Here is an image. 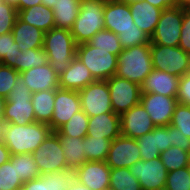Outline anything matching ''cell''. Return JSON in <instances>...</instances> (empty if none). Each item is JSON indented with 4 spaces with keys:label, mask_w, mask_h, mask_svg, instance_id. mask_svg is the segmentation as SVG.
<instances>
[{
    "label": "cell",
    "mask_w": 190,
    "mask_h": 190,
    "mask_svg": "<svg viewBox=\"0 0 190 190\" xmlns=\"http://www.w3.org/2000/svg\"><path fill=\"white\" fill-rule=\"evenodd\" d=\"M52 132L48 124L37 121L25 125L4 123L0 127L1 142L11 155L32 154Z\"/></svg>",
    "instance_id": "1"
},
{
    "label": "cell",
    "mask_w": 190,
    "mask_h": 190,
    "mask_svg": "<svg viewBox=\"0 0 190 190\" xmlns=\"http://www.w3.org/2000/svg\"><path fill=\"white\" fill-rule=\"evenodd\" d=\"M76 47L77 44L70 30L54 27L44 34L42 49L58 76L64 73L76 57Z\"/></svg>",
    "instance_id": "2"
},
{
    "label": "cell",
    "mask_w": 190,
    "mask_h": 190,
    "mask_svg": "<svg viewBox=\"0 0 190 190\" xmlns=\"http://www.w3.org/2000/svg\"><path fill=\"white\" fill-rule=\"evenodd\" d=\"M151 42L123 49L118 55L116 76L141 85L153 70Z\"/></svg>",
    "instance_id": "3"
},
{
    "label": "cell",
    "mask_w": 190,
    "mask_h": 190,
    "mask_svg": "<svg viewBox=\"0 0 190 190\" xmlns=\"http://www.w3.org/2000/svg\"><path fill=\"white\" fill-rule=\"evenodd\" d=\"M4 104V123L25 125L36 122L34 109L31 103L32 92L24 83L21 74L18 75Z\"/></svg>",
    "instance_id": "4"
},
{
    "label": "cell",
    "mask_w": 190,
    "mask_h": 190,
    "mask_svg": "<svg viewBox=\"0 0 190 190\" xmlns=\"http://www.w3.org/2000/svg\"><path fill=\"white\" fill-rule=\"evenodd\" d=\"M104 7L102 0H81L79 15L70 30L77 45L88 42L105 29Z\"/></svg>",
    "instance_id": "5"
},
{
    "label": "cell",
    "mask_w": 190,
    "mask_h": 190,
    "mask_svg": "<svg viewBox=\"0 0 190 190\" xmlns=\"http://www.w3.org/2000/svg\"><path fill=\"white\" fill-rule=\"evenodd\" d=\"M76 57L89 69L95 80H108L116 74L118 56L91 46L88 42L78 44Z\"/></svg>",
    "instance_id": "6"
},
{
    "label": "cell",
    "mask_w": 190,
    "mask_h": 190,
    "mask_svg": "<svg viewBox=\"0 0 190 190\" xmlns=\"http://www.w3.org/2000/svg\"><path fill=\"white\" fill-rule=\"evenodd\" d=\"M150 52L153 69L166 71L178 77L190 71V55L179 46L151 44Z\"/></svg>",
    "instance_id": "7"
},
{
    "label": "cell",
    "mask_w": 190,
    "mask_h": 190,
    "mask_svg": "<svg viewBox=\"0 0 190 190\" xmlns=\"http://www.w3.org/2000/svg\"><path fill=\"white\" fill-rule=\"evenodd\" d=\"M32 156L41 175L68 169L60 139L55 132L40 144Z\"/></svg>",
    "instance_id": "8"
},
{
    "label": "cell",
    "mask_w": 190,
    "mask_h": 190,
    "mask_svg": "<svg viewBox=\"0 0 190 190\" xmlns=\"http://www.w3.org/2000/svg\"><path fill=\"white\" fill-rule=\"evenodd\" d=\"M182 21L183 8L176 6L164 9L150 38L151 44L179 46Z\"/></svg>",
    "instance_id": "9"
},
{
    "label": "cell",
    "mask_w": 190,
    "mask_h": 190,
    "mask_svg": "<svg viewBox=\"0 0 190 190\" xmlns=\"http://www.w3.org/2000/svg\"><path fill=\"white\" fill-rule=\"evenodd\" d=\"M107 84L114 113L121 115L140 103L141 87L139 84L116 75L109 78Z\"/></svg>",
    "instance_id": "10"
},
{
    "label": "cell",
    "mask_w": 190,
    "mask_h": 190,
    "mask_svg": "<svg viewBox=\"0 0 190 190\" xmlns=\"http://www.w3.org/2000/svg\"><path fill=\"white\" fill-rule=\"evenodd\" d=\"M81 109L89 116L114 112L107 80H95L78 91Z\"/></svg>",
    "instance_id": "11"
},
{
    "label": "cell",
    "mask_w": 190,
    "mask_h": 190,
    "mask_svg": "<svg viewBox=\"0 0 190 190\" xmlns=\"http://www.w3.org/2000/svg\"><path fill=\"white\" fill-rule=\"evenodd\" d=\"M130 172L139 180L142 190H164L168 172L160 157L148 161H138Z\"/></svg>",
    "instance_id": "12"
},
{
    "label": "cell",
    "mask_w": 190,
    "mask_h": 190,
    "mask_svg": "<svg viewBox=\"0 0 190 190\" xmlns=\"http://www.w3.org/2000/svg\"><path fill=\"white\" fill-rule=\"evenodd\" d=\"M138 161L141 156L136 139L120 135L111 142L105 161L111 169L130 168Z\"/></svg>",
    "instance_id": "13"
},
{
    "label": "cell",
    "mask_w": 190,
    "mask_h": 190,
    "mask_svg": "<svg viewBox=\"0 0 190 190\" xmlns=\"http://www.w3.org/2000/svg\"><path fill=\"white\" fill-rule=\"evenodd\" d=\"M142 161L159 158L160 153L172 146V126H156L153 131L136 139Z\"/></svg>",
    "instance_id": "14"
},
{
    "label": "cell",
    "mask_w": 190,
    "mask_h": 190,
    "mask_svg": "<svg viewBox=\"0 0 190 190\" xmlns=\"http://www.w3.org/2000/svg\"><path fill=\"white\" fill-rule=\"evenodd\" d=\"M140 103L148 112L155 126L170 125L177 97H168L155 93H141Z\"/></svg>",
    "instance_id": "15"
},
{
    "label": "cell",
    "mask_w": 190,
    "mask_h": 190,
    "mask_svg": "<svg viewBox=\"0 0 190 190\" xmlns=\"http://www.w3.org/2000/svg\"><path fill=\"white\" fill-rule=\"evenodd\" d=\"M53 108L51 129L55 132L67 123L76 112L81 110L78 91L61 88L56 89Z\"/></svg>",
    "instance_id": "16"
},
{
    "label": "cell",
    "mask_w": 190,
    "mask_h": 190,
    "mask_svg": "<svg viewBox=\"0 0 190 190\" xmlns=\"http://www.w3.org/2000/svg\"><path fill=\"white\" fill-rule=\"evenodd\" d=\"M121 135L138 139L156 127L141 103L120 115Z\"/></svg>",
    "instance_id": "17"
},
{
    "label": "cell",
    "mask_w": 190,
    "mask_h": 190,
    "mask_svg": "<svg viewBox=\"0 0 190 190\" xmlns=\"http://www.w3.org/2000/svg\"><path fill=\"white\" fill-rule=\"evenodd\" d=\"M110 171L105 161H87L75 171V179L91 190H109Z\"/></svg>",
    "instance_id": "18"
},
{
    "label": "cell",
    "mask_w": 190,
    "mask_h": 190,
    "mask_svg": "<svg viewBox=\"0 0 190 190\" xmlns=\"http://www.w3.org/2000/svg\"><path fill=\"white\" fill-rule=\"evenodd\" d=\"M20 74L32 93L60 88L59 76L51 67L50 63L30 68Z\"/></svg>",
    "instance_id": "19"
},
{
    "label": "cell",
    "mask_w": 190,
    "mask_h": 190,
    "mask_svg": "<svg viewBox=\"0 0 190 190\" xmlns=\"http://www.w3.org/2000/svg\"><path fill=\"white\" fill-rule=\"evenodd\" d=\"M180 77L166 71L153 69L140 85L141 93H155L168 97H177Z\"/></svg>",
    "instance_id": "20"
},
{
    "label": "cell",
    "mask_w": 190,
    "mask_h": 190,
    "mask_svg": "<svg viewBox=\"0 0 190 190\" xmlns=\"http://www.w3.org/2000/svg\"><path fill=\"white\" fill-rule=\"evenodd\" d=\"M105 29L120 34L128 28H136L130 12L129 4L121 2L105 3Z\"/></svg>",
    "instance_id": "21"
},
{
    "label": "cell",
    "mask_w": 190,
    "mask_h": 190,
    "mask_svg": "<svg viewBox=\"0 0 190 190\" xmlns=\"http://www.w3.org/2000/svg\"><path fill=\"white\" fill-rule=\"evenodd\" d=\"M121 135L120 115L109 112L89 117L86 136L106 138L113 141Z\"/></svg>",
    "instance_id": "22"
},
{
    "label": "cell",
    "mask_w": 190,
    "mask_h": 190,
    "mask_svg": "<svg viewBox=\"0 0 190 190\" xmlns=\"http://www.w3.org/2000/svg\"><path fill=\"white\" fill-rule=\"evenodd\" d=\"M74 179L75 171L60 170L25 182L21 190H68Z\"/></svg>",
    "instance_id": "23"
},
{
    "label": "cell",
    "mask_w": 190,
    "mask_h": 190,
    "mask_svg": "<svg viewBox=\"0 0 190 190\" xmlns=\"http://www.w3.org/2000/svg\"><path fill=\"white\" fill-rule=\"evenodd\" d=\"M129 8L134 24L151 38L163 10L144 0L129 4Z\"/></svg>",
    "instance_id": "24"
},
{
    "label": "cell",
    "mask_w": 190,
    "mask_h": 190,
    "mask_svg": "<svg viewBox=\"0 0 190 190\" xmlns=\"http://www.w3.org/2000/svg\"><path fill=\"white\" fill-rule=\"evenodd\" d=\"M94 81L89 69L75 57L64 73L59 76V87L79 91Z\"/></svg>",
    "instance_id": "25"
},
{
    "label": "cell",
    "mask_w": 190,
    "mask_h": 190,
    "mask_svg": "<svg viewBox=\"0 0 190 190\" xmlns=\"http://www.w3.org/2000/svg\"><path fill=\"white\" fill-rule=\"evenodd\" d=\"M12 33L14 41L19 44V49L21 51L43 48L45 32L21 21L18 17L16 18Z\"/></svg>",
    "instance_id": "26"
},
{
    "label": "cell",
    "mask_w": 190,
    "mask_h": 190,
    "mask_svg": "<svg viewBox=\"0 0 190 190\" xmlns=\"http://www.w3.org/2000/svg\"><path fill=\"white\" fill-rule=\"evenodd\" d=\"M18 18L43 32H48L55 27L52 8L44 4L35 5L23 10H18Z\"/></svg>",
    "instance_id": "27"
},
{
    "label": "cell",
    "mask_w": 190,
    "mask_h": 190,
    "mask_svg": "<svg viewBox=\"0 0 190 190\" xmlns=\"http://www.w3.org/2000/svg\"><path fill=\"white\" fill-rule=\"evenodd\" d=\"M55 133L60 139L68 170L76 171L81 165L87 162L83 152L84 138L64 136L58 131H55Z\"/></svg>",
    "instance_id": "28"
},
{
    "label": "cell",
    "mask_w": 190,
    "mask_h": 190,
    "mask_svg": "<svg viewBox=\"0 0 190 190\" xmlns=\"http://www.w3.org/2000/svg\"><path fill=\"white\" fill-rule=\"evenodd\" d=\"M81 0H56L52 8L56 28L71 30L79 15Z\"/></svg>",
    "instance_id": "29"
},
{
    "label": "cell",
    "mask_w": 190,
    "mask_h": 190,
    "mask_svg": "<svg viewBox=\"0 0 190 190\" xmlns=\"http://www.w3.org/2000/svg\"><path fill=\"white\" fill-rule=\"evenodd\" d=\"M55 92L56 90L39 91L32 93L31 98L36 121L48 124L50 127L54 112Z\"/></svg>",
    "instance_id": "30"
},
{
    "label": "cell",
    "mask_w": 190,
    "mask_h": 190,
    "mask_svg": "<svg viewBox=\"0 0 190 190\" xmlns=\"http://www.w3.org/2000/svg\"><path fill=\"white\" fill-rule=\"evenodd\" d=\"M111 140L106 138L84 137V156L87 161H106Z\"/></svg>",
    "instance_id": "31"
},
{
    "label": "cell",
    "mask_w": 190,
    "mask_h": 190,
    "mask_svg": "<svg viewBox=\"0 0 190 190\" xmlns=\"http://www.w3.org/2000/svg\"><path fill=\"white\" fill-rule=\"evenodd\" d=\"M109 190H142L139 180L130 172L129 168L111 169Z\"/></svg>",
    "instance_id": "32"
},
{
    "label": "cell",
    "mask_w": 190,
    "mask_h": 190,
    "mask_svg": "<svg viewBox=\"0 0 190 190\" xmlns=\"http://www.w3.org/2000/svg\"><path fill=\"white\" fill-rule=\"evenodd\" d=\"M47 63H49L48 57L42 48L27 49L25 51L20 50L15 60V70L21 73Z\"/></svg>",
    "instance_id": "33"
},
{
    "label": "cell",
    "mask_w": 190,
    "mask_h": 190,
    "mask_svg": "<svg viewBox=\"0 0 190 190\" xmlns=\"http://www.w3.org/2000/svg\"><path fill=\"white\" fill-rule=\"evenodd\" d=\"M89 116L81 109L57 131L64 136L84 138L88 133Z\"/></svg>",
    "instance_id": "34"
},
{
    "label": "cell",
    "mask_w": 190,
    "mask_h": 190,
    "mask_svg": "<svg viewBox=\"0 0 190 190\" xmlns=\"http://www.w3.org/2000/svg\"><path fill=\"white\" fill-rule=\"evenodd\" d=\"M24 182L17 176L16 155L0 166V190H21Z\"/></svg>",
    "instance_id": "35"
},
{
    "label": "cell",
    "mask_w": 190,
    "mask_h": 190,
    "mask_svg": "<svg viewBox=\"0 0 190 190\" xmlns=\"http://www.w3.org/2000/svg\"><path fill=\"white\" fill-rule=\"evenodd\" d=\"M88 43L93 47L109 50V53L116 56L123 51L118 35L107 29H103L94 34Z\"/></svg>",
    "instance_id": "36"
},
{
    "label": "cell",
    "mask_w": 190,
    "mask_h": 190,
    "mask_svg": "<svg viewBox=\"0 0 190 190\" xmlns=\"http://www.w3.org/2000/svg\"><path fill=\"white\" fill-rule=\"evenodd\" d=\"M160 159L164 164L167 172L188 167L190 153L180 147H169L166 151L160 153Z\"/></svg>",
    "instance_id": "37"
},
{
    "label": "cell",
    "mask_w": 190,
    "mask_h": 190,
    "mask_svg": "<svg viewBox=\"0 0 190 190\" xmlns=\"http://www.w3.org/2000/svg\"><path fill=\"white\" fill-rule=\"evenodd\" d=\"M19 44L14 41L13 33L0 35V59L1 64L15 70V60L19 54Z\"/></svg>",
    "instance_id": "38"
},
{
    "label": "cell",
    "mask_w": 190,
    "mask_h": 190,
    "mask_svg": "<svg viewBox=\"0 0 190 190\" xmlns=\"http://www.w3.org/2000/svg\"><path fill=\"white\" fill-rule=\"evenodd\" d=\"M16 171L17 176L20 177L24 183L41 176L32 154L16 155Z\"/></svg>",
    "instance_id": "39"
},
{
    "label": "cell",
    "mask_w": 190,
    "mask_h": 190,
    "mask_svg": "<svg viewBox=\"0 0 190 190\" xmlns=\"http://www.w3.org/2000/svg\"><path fill=\"white\" fill-rule=\"evenodd\" d=\"M164 190H190V170L188 167L168 172Z\"/></svg>",
    "instance_id": "40"
},
{
    "label": "cell",
    "mask_w": 190,
    "mask_h": 190,
    "mask_svg": "<svg viewBox=\"0 0 190 190\" xmlns=\"http://www.w3.org/2000/svg\"><path fill=\"white\" fill-rule=\"evenodd\" d=\"M170 125L179 129L181 134L190 139V106L177 103Z\"/></svg>",
    "instance_id": "41"
},
{
    "label": "cell",
    "mask_w": 190,
    "mask_h": 190,
    "mask_svg": "<svg viewBox=\"0 0 190 190\" xmlns=\"http://www.w3.org/2000/svg\"><path fill=\"white\" fill-rule=\"evenodd\" d=\"M118 38L123 49L150 43V37L137 26L123 30Z\"/></svg>",
    "instance_id": "42"
},
{
    "label": "cell",
    "mask_w": 190,
    "mask_h": 190,
    "mask_svg": "<svg viewBox=\"0 0 190 190\" xmlns=\"http://www.w3.org/2000/svg\"><path fill=\"white\" fill-rule=\"evenodd\" d=\"M17 17V9L0 0V35L12 32Z\"/></svg>",
    "instance_id": "43"
},
{
    "label": "cell",
    "mask_w": 190,
    "mask_h": 190,
    "mask_svg": "<svg viewBox=\"0 0 190 190\" xmlns=\"http://www.w3.org/2000/svg\"><path fill=\"white\" fill-rule=\"evenodd\" d=\"M20 73L9 66L0 64V96L7 98Z\"/></svg>",
    "instance_id": "44"
},
{
    "label": "cell",
    "mask_w": 190,
    "mask_h": 190,
    "mask_svg": "<svg viewBox=\"0 0 190 190\" xmlns=\"http://www.w3.org/2000/svg\"><path fill=\"white\" fill-rule=\"evenodd\" d=\"M179 47L190 55V9H183Z\"/></svg>",
    "instance_id": "45"
},
{
    "label": "cell",
    "mask_w": 190,
    "mask_h": 190,
    "mask_svg": "<svg viewBox=\"0 0 190 190\" xmlns=\"http://www.w3.org/2000/svg\"><path fill=\"white\" fill-rule=\"evenodd\" d=\"M177 101L190 106V72L180 77Z\"/></svg>",
    "instance_id": "46"
},
{
    "label": "cell",
    "mask_w": 190,
    "mask_h": 190,
    "mask_svg": "<svg viewBox=\"0 0 190 190\" xmlns=\"http://www.w3.org/2000/svg\"><path fill=\"white\" fill-rule=\"evenodd\" d=\"M172 146L180 147L190 153V139L181 134V131L172 126Z\"/></svg>",
    "instance_id": "47"
},
{
    "label": "cell",
    "mask_w": 190,
    "mask_h": 190,
    "mask_svg": "<svg viewBox=\"0 0 190 190\" xmlns=\"http://www.w3.org/2000/svg\"><path fill=\"white\" fill-rule=\"evenodd\" d=\"M18 10H23L35 5L42 4V0H3Z\"/></svg>",
    "instance_id": "48"
},
{
    "label": "cell",
    "mask_w": 190,
    "mask_h": 190,
    "mask_svg": "<svg viewBox=\"0 0 190 190\" xmlns=\"http://www.w3.org/2000/svg\"><path fill=\"white\" fill-rule=\"evenodd\" d=\"M162 10L178 6V0H144Z\"/></svg>",
    "instance_id": "49"
},
{
    "label": "cell",
    "mask_w": 190,
    "mask_h": 190,
    "mask_svg": "<svg viewBox=\"0 0 190 190\" xmlns=\"http://www.w3.org/2000/svg\"><path fill=\"white\" fill-rule=\"evenodd\" d=\"M11 157V153L6 145L0 141V166L9 161Z\"/></svg>",
    "instance_id": "50"
},
{
    "label": "cell",
    "mask_w": 190,
    "mask_h": 190,
    "mask_svg": "<svg viewBox=\"0 0 190 190\" xmlns=\"http://www.w3.org/2000/svg\"><path fill=\"white\" fill-rule=\"evenodd\" d=\"M68 190H91L90 188L84 186L76 179L73 180L71 185L69 186Z\"/></svg>",
    "instance_id": "51"
},
{
    "label": "cell",
    "mask_w": 190,
    "mask_h": 190,
    "mask_svg": "<svg viewBox=\"0 0 190 190\" xmlns=\"http://www.w3.org/2000/svg\"><path fill=\"white\" fill-rule=\"evenodd\" d=\"M6 99L0 96V127L4 124L3 111Z\"/></svg>",
    "instance_id": "52"
},
{
    "label": "cell",
    "mask_w": 190,
    "mask_h": 190,
    "mask_svg": "<svg viewBox=\"0 0 190 190\" xmlns=\"http://www.w3.org/2000/svg\"><path fill=\"white\" fill-rule=\"evenodd\" d=\"M178 6L183 9H190V0H178Z\"/></svg>",
    "instance_id": "53"
},
{
    "label": "cell",
    "mask_w": 190,
    "mask_h": 190,
    "mask_svg": "<svg viewBox=\"0 0 190 190\" xmlns=\"http://www.w3.org/2000/svg\"><path fill=\"white\" fill-rule=\"evenodd\" d=\"M54 3H56V0H42V4L50 8L54 7Z\"/></svg>",
    "instance_id": "54"
},
{
    "label": "cell",
    "mask_w": 190,
    "mask_h": 190,
    "mask_svg": "<svg viewBox=\"0 0 190 190\" xmlns=\"http://www.w3.org/2000/svg\"><path fill=\"white\" fill-rule=\"evenodd\" d=\"M105 3L121 2L123 0H102Z\"/></svg>",
    "instance_id": "55"
},
{
    "label": "cell",
    "mask_w": 190,
    "mask_h": 190,
    "mask_svg": "<svg viewBox=\"0 0 190 190\" xmlns=\"http://www.w3.org/2000/svg\"><path fill=\"white\" fill-rule=\"evenodd\" d=\"M138 1H143V0H123V2H125L127 4H131L133 2H138Z\"/></svg>",
    "instance_id": "56"
}]
</instances>
